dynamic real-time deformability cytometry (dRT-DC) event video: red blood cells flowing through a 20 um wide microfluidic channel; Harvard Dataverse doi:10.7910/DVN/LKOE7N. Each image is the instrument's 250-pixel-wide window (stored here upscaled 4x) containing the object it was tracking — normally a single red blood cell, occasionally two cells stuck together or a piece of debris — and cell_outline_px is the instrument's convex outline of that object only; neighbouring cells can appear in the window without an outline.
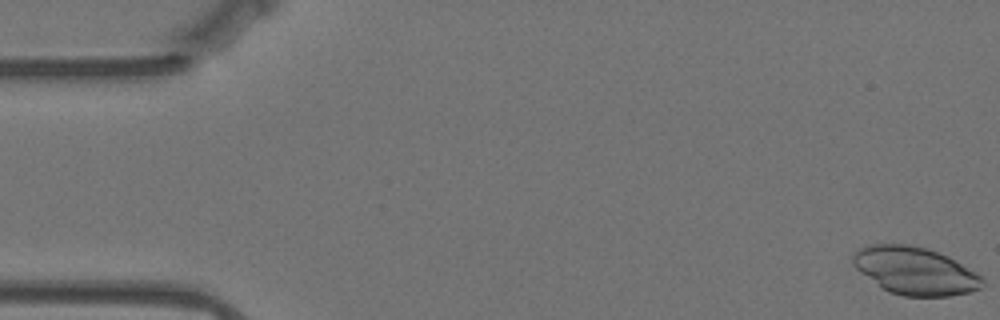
{"species": "Egyptian fruit bat (a non-hibernating species)", "species_latin": "Rousettus aegyptiacus", "temperature_condition": "warm", "stored_images_in_passage": 57, "camera_frame_rate_fps": 3000, "um_per_image_px": 0.085, "animal": {"sex": "female"}, "frame": {"image": 1, "passage_image": 1, "time_ms": 0.0, "image_size_px": [1000, 320], "cell_outline_px": [[984, 284], [980, 288], [968, 292], [948, 296], [904, 296], [892, 292], [884, 288], [860, 272], [852, 264], [852, 256], [860, 248], [868, 244], [908, 244], [928, 248], [940, 252], [948, 256], [984, 276]], "centroid_in_image_um": [77.81, 23.0], "position_along_channel_um": 7.2, "area_um2": 35.89}}